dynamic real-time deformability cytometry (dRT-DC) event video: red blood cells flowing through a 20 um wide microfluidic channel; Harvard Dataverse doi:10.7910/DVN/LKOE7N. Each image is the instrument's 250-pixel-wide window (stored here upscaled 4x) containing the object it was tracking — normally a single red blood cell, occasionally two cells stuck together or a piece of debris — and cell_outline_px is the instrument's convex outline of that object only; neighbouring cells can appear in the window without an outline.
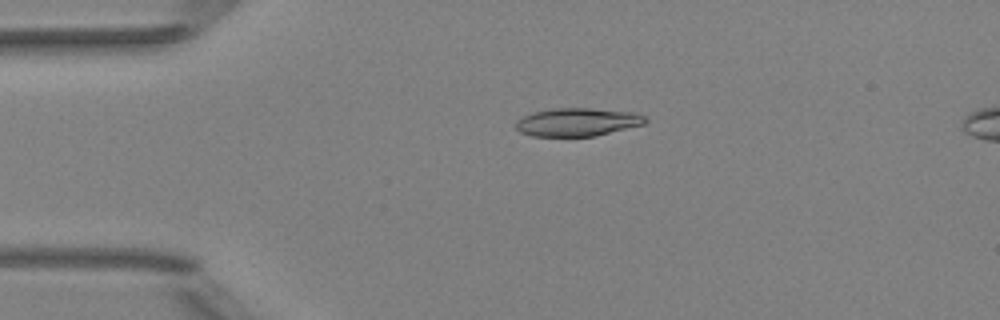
{"species": "Egyptian fruit bat (a non-hibernating species)", "species_latin": "Rousettus aegyptiacus", "temperature_condition": "room temperature", "stored_images_in_passage": 40, "camera_frame_rate_fps": 3000, "um_per_image_px": 0.085, "animal": {"sex": "female"}, "frame": {"image": 1, "passage_image": 1, "time_ms": 0.0, "image_size_px": [1000, 320], "cell_outline_px": [[648, 120], [644, 124], [596, 136], [532, 136], [520, 132], [516, 128], [516, 120], [532, 112], [552, 108], [592, 108], [636, 112], [644, 116]], "centroid_in_image_um": [49.08, 10.37], "position_along_channel_um": 35.9, "area_um2": 21.39}}
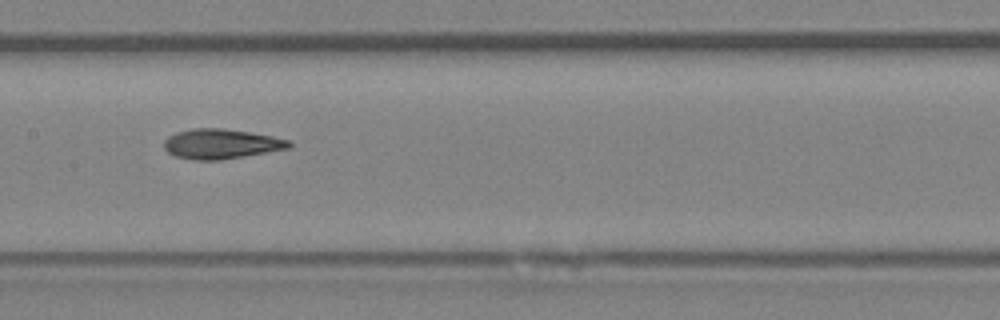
{"frame": {"image": 2, "passage_image": 15, "time_ms": 4.667, "image_size_px": [1000, 320], "cell_outline_px": [[292, 144], [288, 148], [244, 156], [220, 160], [192, 160], [176, 156], [168, 152], [164, 148], [164, 140], [168, 136], [176, 132], [192, 128], [224, 128], [272, 136], [292, 140]], "centroid_in_image_um": [18.77, 12.22], "position_along_channel_um": 188.6, "area_um2": 21.73}}
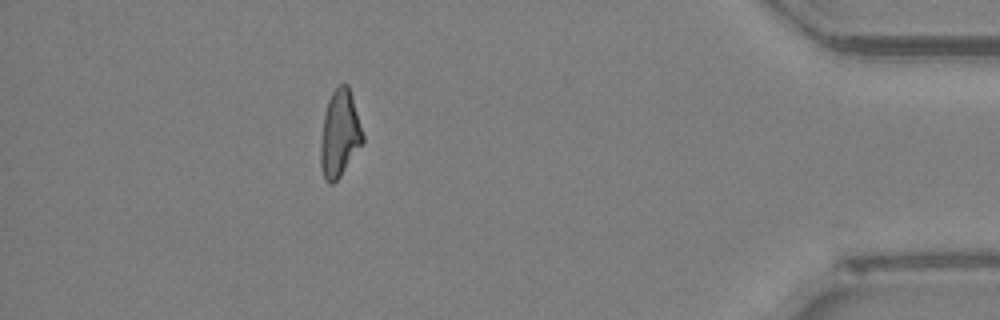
{"frame": {"image": 3, "passage_image": 35, "time_ms": 11.333, "image_size_px": [1000, 320], "cell_outline_px": [[364, 144], [340, 176], [332, 184], [328, 184], [324, 180], [320, 168], [320, 144], [324, 116], [328, 100], [332, 92], [340, 84], [348, 84], [352, 96], [364, 136]], "centroid_in_image_um": [28.87, 11.41], "position_along_channel_um": 406.3, "area_um2": 21.5}, "authors_computed_cell_mechanics": {"area_um2": 21.675, "velocity_mm_per_s": 4.0291, "shape_relaxation_time_tau1_ms": null, "shape_relaxation_time_tau2_ms": 2.8374, "deformation_change_tau1": null, "deformation_change_tau2": 0.0869}}